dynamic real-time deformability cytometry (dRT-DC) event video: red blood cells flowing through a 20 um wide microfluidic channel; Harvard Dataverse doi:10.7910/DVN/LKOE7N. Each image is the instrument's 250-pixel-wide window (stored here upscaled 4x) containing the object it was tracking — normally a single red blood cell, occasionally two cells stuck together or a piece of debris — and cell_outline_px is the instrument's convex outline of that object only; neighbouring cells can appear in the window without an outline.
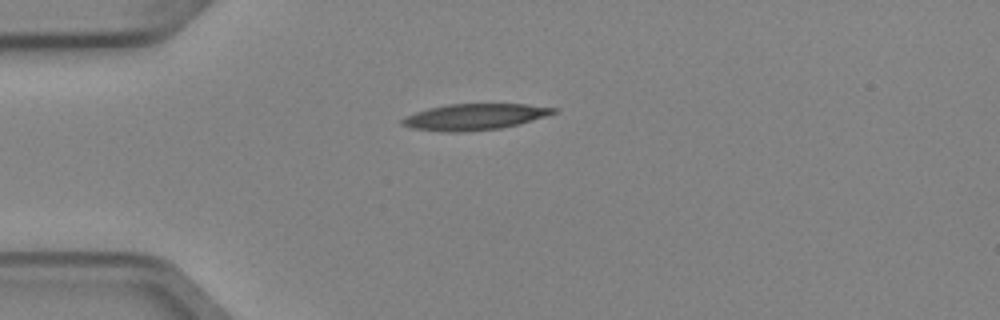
{"species": "Egyptian fruit bat (a non-hibernating species)", "species_latin": "Rousettus aegyptiacus", "temperature_condition": "cold", "stored_images_in_passage": 3, "camera_frame_rate_fps": 3000, "um_per_image_px": 0.085, "animal": {"sex": "female"}, "frame": {"image": 1, "passage_image": 1, "time_ms": 0.0, "image_size_px": [1000, 320], "cell_outline_px": [[556, 112], [544, 116], [516, 124], [500, 128], [460, 132], [444, 132], [412, 128], [400, 124], [400, 120], [404, 116], [428, 108], [448, 104], [528, 104], [556, 108]], "centroid_in_image_um": [40.25, 9.93], "position_along_channel_um": 44.7, "area_um2": 22.83}}
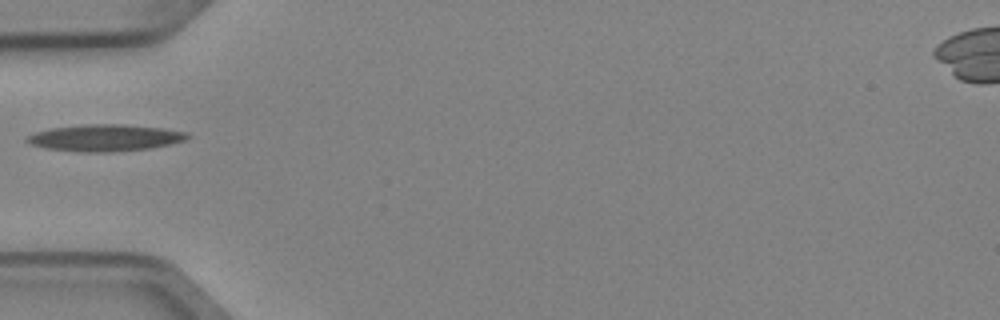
{"frame": {"image": 2, "passage_image": 2, "time_ms": 0.333, "image_size_px": [1000, 320], "cell_outline_px": [[192, 136], [184, 140], [168, 144], [148, 148], [112, 152], [80, 152], [44, 148], [32, 144], [24, 140], [28, 136], [36, 132], [52, 128], [84, 124], [124, 124], [164, 128], [188, 132]], "centroid_in_image_um": [8.94, 11.71], "position_along_channel_um": 76.1, "area_um2": 24.97}}
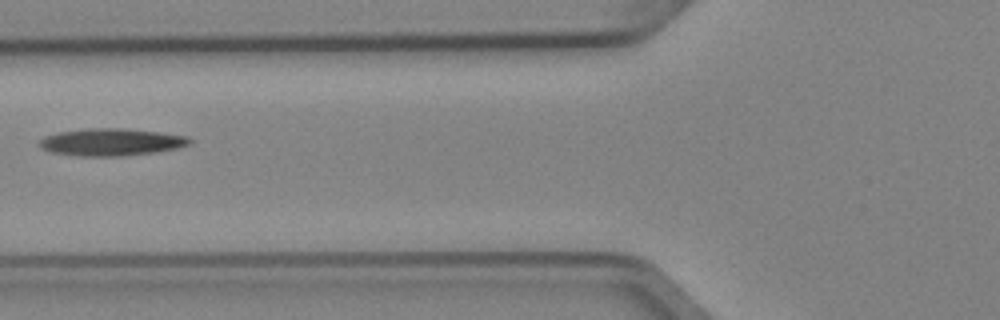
{"frame": {"image": 3, "passage_image": 3, "time_ms": 0.667, "image_size_px": [1000, 320], "cell_outline_px": [[192, 140], [188, 144], [176, 148], [152, 152], [120, 156], [80, 156], [52, 152], [40, 148], [36, 144], [44, 136], [60, 132], [84, 128], [124, 128], [160, 132], [188, 136]], "centroid_in_image_um": [9.4, 12.07], "position_along_channel_um": 116.4, "area_um2": 23.81}}